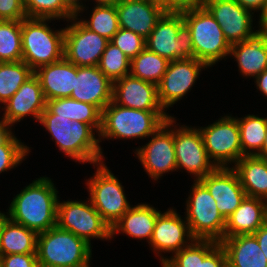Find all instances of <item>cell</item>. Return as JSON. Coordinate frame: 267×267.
<instances>
[{"instance_id": "cell-1", "label": "cell", "mask_w": 267, "mask_h": 267, "mask_svg": "<svg viewBox=\"0 0 267 267\" xmlns=\"http://www.w3.org/2000/svg\"><path fill=\"white\" fill-rule=\"evenodd\" d=\"M58 191L48 177L36 178L9 205L8 218L37 234L57 225Z\"/></svg>"}, {"instance_id": "cell-2", "label": "cell", "mask_w": 267, "mask_h": 267, "mask_svg": "<svg viewBox=\"0 0 267 267\" xmlns=\"http://www.w3.org/2000/svg\"><path fill=\"white\" fill-rule=\"evenodd\" d=\"M39 123L47 129L59 150L75 162L92 163L94 167L103 162L99 138L89 124L51 114L47 109L42 112Z\"/></svg>"}, {"instance_id": "cell-3", "label": "cell", "mask_w": 267, "mask_h": 267, "mask_svg": "<svg viewBox=\"0 0 267 267\" xmlns=\"http://www.w3.org/2000/svg\"><path fill=\"white\" fill-rule=\"evenodd\" d=\"M191 32L194 58L213 66L229 56L231 45L225 39L219 23L201 3L176 6Z\"/></svg>"}, {"instance_id": "cell-4", "label": "cell", "mask_w": 267, "mask_h": 267, "mask_svg": "<svg viewBox=\"0 0 267 267\" xmlns=\"http://www.w3.org/2000/svg\"><path fill=\"white\" fill-rule=\"evenodd\" d=\"M170 117L166 111L131 109L111 101L102 110L99 142L105 138L108 140L149 138Z\"/></svg>"}, {"instance_id": "cell-5", "label": "cell", "mask_w": 267, "mask_h": 267, "mask_svg": "<svg viewBox=\"0 0 267 267\" xmlns=\"http://www.w3.org/2000/svg\"><path fill=\"white\" fill-rule=\"evenodd\" d=\"M91 245L58 225L37 236L36 255L39 267H88Z\"/></svg>"}, {"instance_id": "cell-6", "label": "cell", "mask_w": 267, "mask_h": 267, "mask_svg": "<svg viewBox=\"0 0 267 267\" xmlns=\"http://www.w3.org/2000/svg\"><path fill=\"white\" fill-rule=\"evenodd\" d=\"M52 18L21 20L22 60L35 71L64 57L65 28L53 30L47 24Z\"/></svg>"}, {"instance_id": "cell-7", "label": "cell", "mask_w": 267, "mask_h": 267, "mask_svg": "<svg viewBox=\"0 0 267 267\" xmlns=\"http://www.w3.org/2000/svg\"><path fill=\"white\" fill-rule=\"evenodd\" d=\"M145 45L148 50L169 61L194 58L191 32L177 7H169L163 13L145 39Z\"/></svg>"}, {"instance_id": "cell-8", "label": "cell", "mask_w": 267, "mask_h": 267, "mask_svg": "<svg viewBox=\"0 0 267 267\" xmlns=\"http://www.w3.org/2000/svg\"><path fill=\"white\" fill-rule=\"evenodd\" d=\"M191 189L184 219L193 237L220 242L224 238L226 219L219 212L216 200L200 180H194Z\"/></svg>"}, {"instance_id": "cell-9", "label": "cell", "mask_w": 267, "mask_h": 267, "mask_svg": "<svg viewBox=\"0 0 267 267\" xmlns=\"http://www.w3.org/2000/svg\"><path fill=\"white\" fill-rule=\"evenodd\" d=\"M87 181L89 199L110 228L131 208L119 179L102 162Z\"/></svg>"}, {"instance_id": "cell-10", "label": "cell", "mask_w": 267, "mask_h": 267, "mask_svg": "<svg viewBox=\"0 0 267 267\" xmlns=\"http://www.w3.org/2000/svg\"><path fill=\"white\" fill-rule=\"evenodd\" d=\"M61 201L57 203V225L72 232L91 245V239L110 240L111 228L102 219L92 202L88 201Z\"/></svg>"}, {"instance_id": "cell-11", "label": "cell", "mask_w": 267, "mask_h": 267, "mask_svg": "<svg viewBox=\"0 0 267 267\" xmlns=\"http://www.w3.org/2000/svg\"><path fill=\"white\" fill-rule=\"evenodd\" d=\"M208 157L216 167H230L244 155L240 142L238 121L232 116H223L217 122L199 127Z\"/></svg>"}, {"instance_id": "cell-12", "label": "cell", "mask_w": 267, "mask_h": 267, "mask_svg": "<svg viewBox=\"0 0 267 267\" xmlns=\"http://www.w3.org/2000/svg\"><path fill=\"white\" fill-rule=\"evenodd\" d=\"M174 126V150L177 170L185 169L195 180H200L213 172L217 167L208 157L201 132L197 127L176 124ZM179 127L177 128V126Z\"/></svg>"}, {"instance_id": "cell-13", "label": "cell", "mask_w": 267, "mask_h": 267, "mask_svg": "<svg viewBox=\"0 0 267 267\" xmlns=\"http://www.w3.org/2000/svg\"><path fill=\"white\" fill-rule=\"evenodd\" d=\"M151 136L146 145L136 148L135 154L147 172L146 174L157 181L164 173L177 170L173 117L167 119Z\"/></svg>"}, {"instance_id": "cell-14", "label": "cell", "mask_w": 267, "mask_h": 267, "mask_svg": "<svg viewBox=\"0 0 267 267\" xmlns=\"http://www.w3.org/2000/svg\"><path fill=\"white\" fill-rule=\"evenodd\" d=\"M74 16L65 27L64 57L78 67L98 66L108 39L86 28Z\"/></svg>"}, {"instance_id": "cell-15", "label": "cell", "mask_w": 267, "mask_h": 267, "mask_svg": "<svg viewBox=\"0 0 267 267\" xmlns=\"http://www.w3.org/2000/svg\"><path fill=\"white\" fill-rule=\"evenodd\" d=\"M205 68L208 66L195 58L170 61L167 71L157 85L158 99L163 109H169L190 92L200 72Z\"/></svg>"}, {"instance_id": "cell-16", "label": "cell", "mask_w": 267, "mask_h": 267, "mask_svg": "<svg viewBox=\"0 0 267 267\" xmlns=\"http://www.w3.org/2000/svg\"><path fill=\"white\" fill-rule=\"evenodd\" d=\"M222 28L230 45L255 37L260 30L253 31L254 12H250L235 0H202L200 2Z\"/></svg>"}, {"instance_id": "cell-17", "label": "cell", "mask_w": 267, "mask_h": 267, "mask_svg": "<svg viewBox=\"0 0 267 267\" xmlns=\"http://www.w3.org/2000/svg\"><path fill=\"white\" fill-rule=\"evenodd\" d=\"M194 240L187 221L181 219L177 211L170 208L164 213L160 212L157 216L149 245L153 252L158 254L157 256H161L162 265L167 257L162 256L161 253L172 252L174 254L190 245Z\"/></svg>"}, {"instance_id": "cell-18", "label": "cell", "mask_w": 267, "mask_h": 267, "mask_svg": "<svg viewBox=\"0 0 267 267\" xmlns=\"http://www.w3.org/2000/svg\"><path fill=\"white\" fill-rule=\"evenodd\" d=\"M169 7L163 0H121L116 5L119 27L146 39Z\"/></svg>"}, {"instance_id": "cell-19", "label": "cell", "mask_w": 267, "mask_h": 267, "mask_svg": "<svg viewBox=\"0 0 267 267\" xmlns=\"http://www.w3.org/2000/svg\"><path fill=\"white\" fill-rule=\"evenodd\" d=\"M200 181L216 200V206L225 219L240 206L246 197L239 176L231 167H217Z\"/></svg>"}, {"instance_id": "cell-20", "label": "cell", "mask_w": 267, "mask_h": 267, "mask_svg": "<svg viewBox=\"0 0 267 267\" xmlns=\"http://www.w3.org/2000/svg\"><path fill=\"white\" fill-rule=\"evenodd\" d=\"M3 105L2 111L5 109V112L1 119L11 127L29 115L39 122L46 109V100L38 77L33 74Z\"/></svg>"}, {"instance_id": "cell-21", "label": "cell", "mask_w": 267, "mask_h": 267, "mask_svg": "<svg viewBox=\"0 0 267 267\" xmlns=\"http://www.w3.org/2000/svg\"><path fill=\"white\" fill-rule=\"evenodd\" d=\"M112 101L131 109L166 111L160 105L157 85L130 74L113 82Z\"/></svg>"}, {"instance_id": "cell-22", "label": "cell", "mask_w": 267, "mask_h": 267, "mask_svg": "<svg viewBox=\"0 0 267 267\" xmlns=\"http://www.w3.org/2000/svg\"><path fill=\"white\" fill-rule=\"evenodd\" d=\"M113 83L98 66L75 65V83L70 98L96 106L101 112L112 101Z\"/></svg>"}, {"instance_id": "cell-23", "label": "cell", "mask_w": 267, "mask_h": 267, "mask_svg": "<svg viewBox=\"0 0 267 267\" xmlns=\"http://www.w3.org/2000/svg\"><path fill=\"white\" fill-rule=\"evenodd\" d=\"M34 74L40 81L46 101L71 96L75 83V65L65 57L38 67Z\"/></svg>"}, {"instance_id": "cell-24", "label": "cell", "mask_w": 267, "mask_h": 267, "mask_svg": "<svg viewBox=\"0 0 267 267\" xmlns=\"http://www.w3.org/2000/svg\"><path fill=\"white\" fill-rule=\"evenodd\" d=\"M267 221V201L246 196L226 219L224 238L254 234Z\"/></svg>"}, {"instance_id": "cell-25", "label": "cell", "mask_w": 267, "mask_h": 267, "mask_svg": "<svg viewBox=\"0 0 267 267\" xmlns=\"http://www.w3.org/2000/svg\"><path fill=\"white\" fill-rule=\"evenodd\" d=\"M229 56L237 61L241 75L256 78L267 69V34L259 32L250 40L232 44Z\"/></svg>"}, {"instance_id": "cell-26", "label": "cell", "mask_w": 267, "mask_h": 267, "mask_svg": "<svg viewBox=\"0 0 267 267\" xmlns=\"http://www.w3.org/2000/svg\"><path fill=\"white\" fill-rule=\"evenodd\" d=\"M149 204L138 203L131 208L111 227V237L125 233L135 239L151 241L157 216L161 212Z\"/></svg>"}, {"instance_id": "cell-27", "label": "cell", "mask_w": 267, "mask_h": 267, "mask_svg": "<svg viewBox=\"0 0 267 267\" xmlns=\"http://www.w3.org/2000/svg\"><path fill=\"white\" fill-rule=\"evenodd\" d=\"M220 245L234 267H267V260L253 234L223 238Z\"/></svg>"}, {"instance_id": "cell-28", "label": "cell", "mask_w": 267, "mask_h": 267, "mask_svg": "<svg viewBox=\"0 0 267 267\" xmlns=\"http://www.w3.org/2000/svg\"><path fill=\"white\" fill-rule=\"evenodd\" d=\"M232 168L237 172L246 196L267 201V159L243 156Z\"/></svg>"}, {"instance_id": "cell-29", "label": "cell", "mask_w": 267, "mask_h": 267, "mask_svg": "<svg viewBox=\"0 0 267 267\" xmlns=\"http://www.w3.org/2000/svg\"><path fill=\"white\" fill-rule=\"evenodd\" d=\"M46 109L51 114L89 124L99 134L102 112L92 104L80 102L70 97L55 98L46 101Z\"/></svg>"}, {"instance_id": "cell-30", "label": "cell", "mask_w": 267, "mask_h": 267, "mask_svg": "<svg viewBox=\"0 0 267 267\" xmlns=\"http://www.w3.org/2000/svg\"><path fill=\"white\" fill-rule=\"evenodd\" d=\"M38 234L11 221L4 222L0 239V255L36 254Z\"/></svg>"}, {"instance_id": "cell-31", "label": "cell", "mask_w": 267, "mask_h": 267, "mask_svg": "<svg viewBox=\"0 0 267 267\" xmlns=\"http://www.w3.org/2000/svg\"><path fill=\"white\" fill-rule=\"evenodd\" d=\"M240 142L244 156L258 155L263 148L267 133V117L250 115L237 118Z\"/></svg>"}, {"instance_id": "cell-32", "label": "cell", "mask_w": 267, "mask_h": 267, "mask_svg": "<svg viewBox=\"0 0 267 267\" xmlns=\"http://www.w3.org/2000/svg\"><path fill=\"white\" fill-rule=\"evenodd\" d=\"M169 60L148 50L146 47L138 53L130 64V75L158 85L167 71Z\"/></svg>"}, {"instance_id": "cell-33", "label": "cell", "mask_w": 267, "mask_h": 267, "mask_svg": "<svg viewBox=\"0 0 267 267\" xmlns=\"http://www.w3.org/2000/svg\"><path fill=\"white\" fill-rule=\"evenodd\" d=\"M34 71L23 61L0 62V104L7 102Z\"/></svg>"}, {"instance_id": "cell-34", "label": "cell", "mask_w": 267, "mask_h": 267, "mask_svg": "<svg viewBox=\"0 0 267 267\" xmlns=\"http://www.w3.org/2000/svg\"><path fill=\"white\" fill-rule=\"evenodd\" d=\"M213 240L195 239L190 245L174 253L162 267H201V262L219 245Z\"/></svg>"}, {"instance_id": "cell-35", "label": "cell", "mask_w": 267, "mask_h": 267, "mask_svg": "<svg viewBox=\"0 0 267 267\" xmlns=\"http://www.w3.org/2000/svg\"><path fill=\"white\" fill-rule=\"evenodd\" d=\"M21 60V20H0V62Z\"/></svg>"}, {"instance_id": "cell-36", "label": "cell", "mask_w": 267, "mask_h": 267, "mask_svg": "<svg viewBox=\"0 0 267 267\" xmlns=\"http://www.w3.org/2000/svg\"><path fill=\"white\" fill-rule=\"evenodd\" d=\"M79 21L91 31L101 35L109 41L120 29L116 6L95 5L88 20Z\"/></svg>"}, {"instance_id": "cell-37", "label": "cell", "mask_w": 267, "mask_h": 267, "mask_svg": "<svg viewBox=\"0 0 267 267\" xmlns=\"http://www.w3.org/2000/svg\"><path fill=\"white\" fill-rule=\"evenodd\" d=\"M131 60L114 44L108 42L98 68L113 83L130 74Z\"/></svg>"}, {"instance_id": "cell-38", "label": "cell", "mask_w": 267, "mask_h": 267, "mask_svg": "<svg viewBox=\"0 0 267 267\" xmlns=\"http://www.w3.org/2000/svg\"><path fill=\"white\" fill-rule=\"evenodd\" d=\"M28 18H52L68 21L76 14L66 5L65 0H24Z\"/></svg>"}, {"instance_id": "cell-39", "label": "cell", "mask_w": 267, "mask_h": 267, "mask_svg": "<svg viewBox=\"0 0 267 267\" xmlns=\"http://www.w3.org/2000/svg\"><path fill=\"white\" fill-rule=\"evenodd\" d=\"M31 151L12 132L0 143V173L11 170L22 163Z\"/></svg>"}, {"instance_id": "cell-40", "label": "cell", "mask_w": 267, "mask_h": 267, "mask_svg": "<svg viewBox=\"0 0 267 267\" xmlns=\"http://www.w3.org/2000/svg\"><path fill=\"white\" fill-rule=\"evenodd\" d=\"M110 42L117 46L130 60L145 47V39L133 31L120 28Z\"/></svg>"}, {"instance_id": "cell-41", "label": "cell", "mask_w": 267, "mask_h": 267, "mask_svg": "<svg viewBox=\"0 0 267 267\" xmlns=\"http://www.w3.org/2000/svg\"><path fill=\"white\" fill-rule=\"evenodd\" d=\"M27 18L24 0H0V20H22Z\"/></svg>"}, {"instance_id": "cell-42", "label": "cell", "mask_w": 267, "mask_h": 267, "mask_svg": "<svg viewBox=\"0 0 267 267\" xmlns=\"http://www.w3.org/2000/svg\"><path fill=\"white\" fill-rule=\"evenodd\" d=\"M1 267H39L36 254L0 255Z\"/></svg>"}, {"instance_id": "cell-43", "label": "cell", "mask_w": 267, "mask_h": 267, "mask_svg": "<svg viewBox=\"0 0 267 267\" xmlns=\"http://www.w3.org/2000/svg\"><path fill=\"white\" fill-rule=\"evenodd\" d=\"M227 261L226 252L219 244L202 262L201 267H222Z\"/></svg>"}, {"instance_id": "cell-44", "label": "cell", "mask_w": 267, "mask_h": 267, "mask_svg": "<svg viewBox=\"0 0 267 267\" xmlns=\"http://www.w3.org/2000/svg\"><path fill=\"white\" fill-rule=\"evenodd\" d=\"M246 10L252 12H259V19L264 15L267 10V0H235Z\"/></svg>"}, {"instance_id": "cell-45", "label": "cell", "mask_w": 267, "mask_h": 267, "mask_svg": "<svg viewBox=\"0 0 267 267\" xmlns=\"http://www.w3.org/2000/svg\"><path fill=\"white\" fill-rule=\"evenodd\" d=\"M267 260V221L253 234Z\"/></svg>"}, {"instance_id": "cell-46", "label": "cell", "mask_w": 267, "mask_h": 267, "mask_svg": "<svg viewBox=\"0 0 267 267\" xmlns=\"http://www.w3.org/2000/svg\"><path fill=\"white\" fill-rule=\"evenodd\" d=\"M257 89L267 97V69L255 78Z\"/></svg>"}, {"instance_id": "cell-47", "label": "cell", "mask_w": 267, "mask_h": 267, "mask_svg": "<svg viewBox=\"0 0 267 267\" xmlns=\"http://www.w3.org/2000/svg\"><path fill=\"white\" fill-rule=\"evenodd\" d=\"M65 3L76 14V17L80 16L79 13H82L86 7L81 0H65Z\"/></svg>"}, {"instance_id": "cell-48", "label": "cell", "mask_w": 267, "mask_h": 267, "mask_svg": "<svg viewBox=\"0 0 267 267\" xmlns=\"http://www.w3.org/2000/svg\"><path fill=\"white\" fill-rule=\"evenodd\" d=\"M11 126L7 124L3 119H0V143L3 142L11 133Z\"/></svg>"}, {"instance_id": "cell-49", "label": "cell", "mask_w": 267, "mask_h": 267, "mask_svg": "<svg viewBox=\"0 0 267 267\" xmlns=\"http://www.w3.org/2000/svg\"><path fill=\"white\" fill-rule=\"evenodd\" d=\"M258 26H259L260 32L267 34V10L264 13V15L259 19Z\"/></svg>"}, {"instance_id": "cell-50", "label": "cell", "mask_w": 267, "mask_h": 267, "mask_svg": "<svg viewBox=\"0 0 267 267\" xmlns=\"http://www.w3.org/2000/svg\"><path fill=\"white\" fill-rule=\"evenodd\" d=\"M121 0H95L94 5H109V6H116Z\"/></svg>"}, {"instance_id": "cell-51", "label": "cell", "mask_w": 267, "mask_h": 267, "mask_svg": "<svg viewBox=\"0 0 267 267\" xmlns=\"http://www.w3.org/2000/svg\"><path fill=\"white\" fill-rule=\"evenodd\" d=\"M257 156L267 159V133H266L262 151Z\"/></svg>"}, {"instance_id": "cell-52", "label": "cell", "mask_w": 267, "mask_h": 267, "mask_svg": "<svg viewBox=\"0 0 267 267\" xmlns=\"http://www.w3.org/2000/svg\"><path fill=\"white\" fill-rule=\"evenodd\" d=\"M8 219V215L4 214V212L2 213L0 211V239H1V232H2V229H3V225H4V222Z\"/></svg>"}, {"instance_id": "cell-53", "label": "cell", "mask_w": 267, "mask_h": 267, "mask_svg": "<svg viewBox=\"0 0 267 267\" xmlns=\"http://www.w3.org/2000/svg\"><path fill=\"white\" fill-rule=\"evenodd\" d=\"M202 0H178V6L187 3H200Z\"/></svg>"}, {"instance_id": "cell-54", "label": "cell", "mask_w": 267, "mask_h": 267, "mask_svg": "<svg viewBox=\"0 0 267 267\" xmlns=\"http://www.w3.org/2000/svg\"><path fill=\"white\" fill-rule=\"evenodd\" d=\"M165 1L170 7L178 6V0H163Z\"/></svg>"}, {"instance_id": "cell-55", "label": "cell", "mask_w": 267, "mask_h": 267, "mask_svg": "<svg viewBox=\"0 0 267 267\" xmlns=\"http://www.w3.org/2000/svg\"><path fill=\"white\" fill-rule=\"evenodd\" d=\"M222 267H234L228 261H226Z\"/></svg>"}]
</instances>
